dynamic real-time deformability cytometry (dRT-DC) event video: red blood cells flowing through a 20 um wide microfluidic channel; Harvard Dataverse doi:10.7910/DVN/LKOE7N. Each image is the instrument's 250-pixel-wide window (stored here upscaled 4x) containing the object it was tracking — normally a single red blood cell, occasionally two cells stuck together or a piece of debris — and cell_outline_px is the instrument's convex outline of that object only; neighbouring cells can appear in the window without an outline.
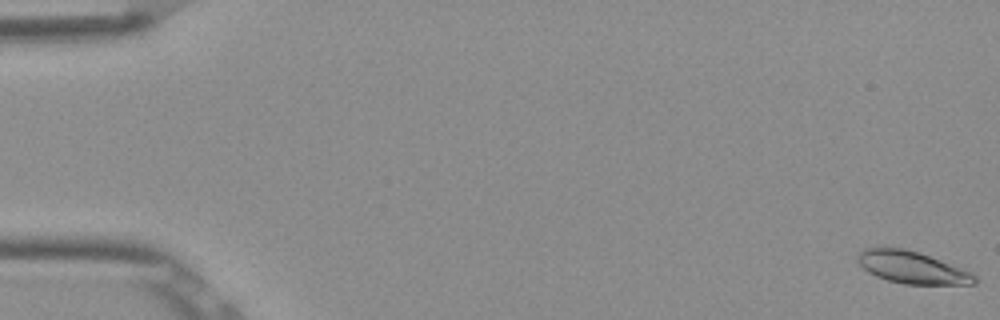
{"species": "Egyptian fruit bat (a non-hibernating species)", "species_latin": "Rousettus aegyptiacus", "temperature_condition": "room temperature", "stored_images_in_passage": 53, "camera_frame_rate_fps": 3000, "um_per_image_px": 0.085, "frame": {"image": 1, "passage_image": 1, "time_ms": 0.0, "image_size_px": [1000, 320], "cell_outline_px": [[976, 284], [904, 284], [888, 280], [876, 276], [868, 272], [856, 260], [856, 256], [864, 248], [880, 244], [904, 248], [920, 252], [960, 268], [976, 276]], "centroid_in_image_um": [77.42, 22.68], "position_along_channel_um": 7.6, "area_um2": 22.2}}
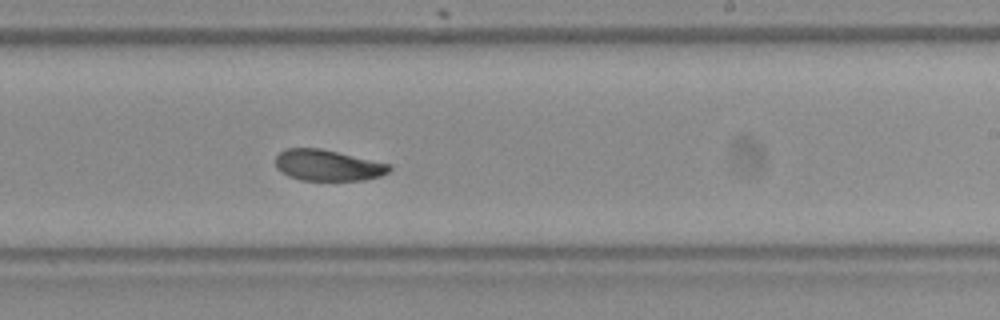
{"frame": {"image": 2, "passage_image": 33, "time_ms": 10.667, "image_size_px": [1000, 320], "cell_outline_px": [[392, 168], [388, 172], [380, 176], [364, 180], [300, 180], [288, 176], [280, 172], [276, 168], [276, 156], [284, 148], [320, 148], [392, 164]], "centroid_in_image_um": [27.85, 14.05], "position_along_channel_um": 261.1, "area_um2": 20.75}}
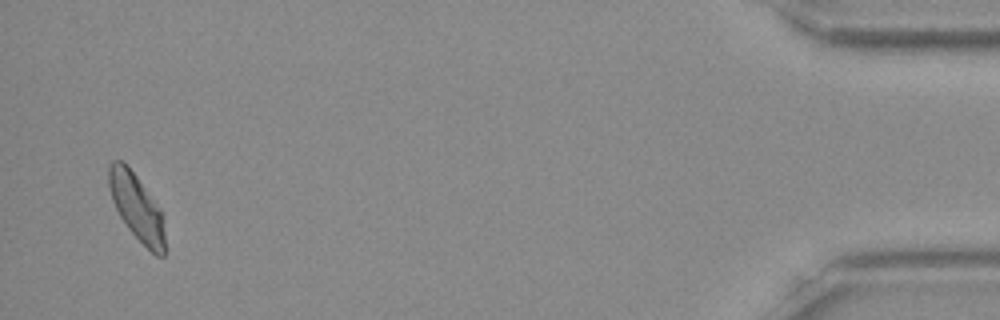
{"frame": {"image": 3, "passage_image": 52, "time_ms": 17.0, "image_size_px": [1000, 320], "cell_outline_px": [[164, 256], [156, 256], [128, 228], [120, 216], [112, 200], [108, 184], [108, 164], [112, 160], [124, 160], [160, 208], [164, 232]], "centroid_in_image_um": [11.58, 17.55], "position_along_channel_um": 423.6, "area_um2": 21.39}, "authors_computed_cell_mechanics": {"area_um2": 21.7906, "velocity_mm_per_s": 3.8476, "shape_relaxation_time_tau1_ms": 6.208, "shape_relaxation_time_tau2_ms": 3.3062, "deformation_change_tau1": 0.1429, "deformation_change_tau2": 0.0772}}